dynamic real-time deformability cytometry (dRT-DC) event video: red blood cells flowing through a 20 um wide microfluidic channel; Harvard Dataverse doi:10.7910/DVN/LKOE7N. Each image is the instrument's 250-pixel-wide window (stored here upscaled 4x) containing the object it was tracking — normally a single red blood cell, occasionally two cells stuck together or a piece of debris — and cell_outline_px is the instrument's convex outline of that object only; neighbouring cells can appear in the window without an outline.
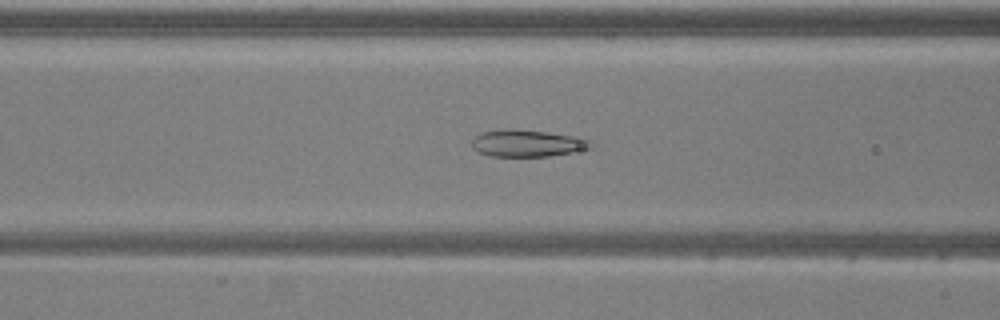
{"species": "common noctule bat (a hibernating species)", "species_latin": "Nyctalus noctula", "temperature_condition": "warm", "stored_images_in_passage": 47, "camera_frame_rate_fps": 3000, "um_per_image_px": 0.085, "animal": {"sex": "male", "body_mass_g": 20.5, "forearm_length_mm": 52.5}, "frame": {"image": 1, "passage_image": 15, "time_ms": 4.667, "image_size_px": [1000, 320], "cell_outline_px": [[596, 144], [592, 148], [548, 156], [488, 156], [472, 148], [472, 140], [480, 132], [504, 128], [516, 128], [548, 132], [572, 136], [592, 140]], "centroid_in_image_um": [44.82, 12.16], "position_along_channel_um": 121.8, "area_um2": 18.9}}
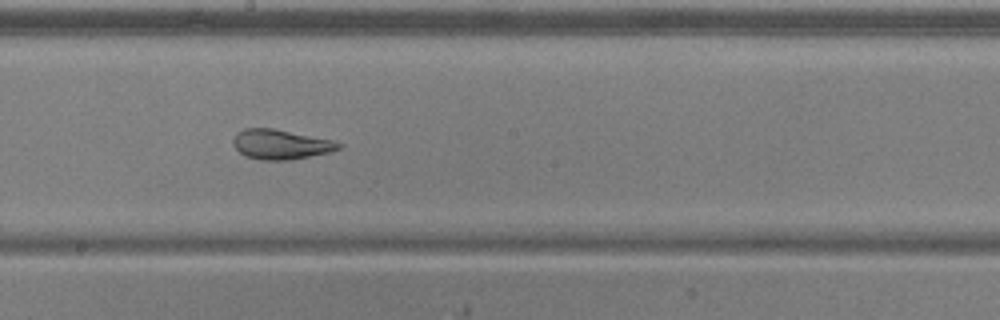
{"frame": {"image": 2, "passage_image": 23, "time_ms": 7.333, "image_size_px": [1000, 320], "cell_outline_px": [[344, 144], [340, 148], [328, 152], [288, 160], [260, 160], [244, 156], [232, 144], [232, 140], [236, 132], [244, 128], [272, 128], [332, 140]], "centroid_in_image_um": [23.8, 12.27], "position_along_channel_um": 224.4, "area_um2": 18.21}}
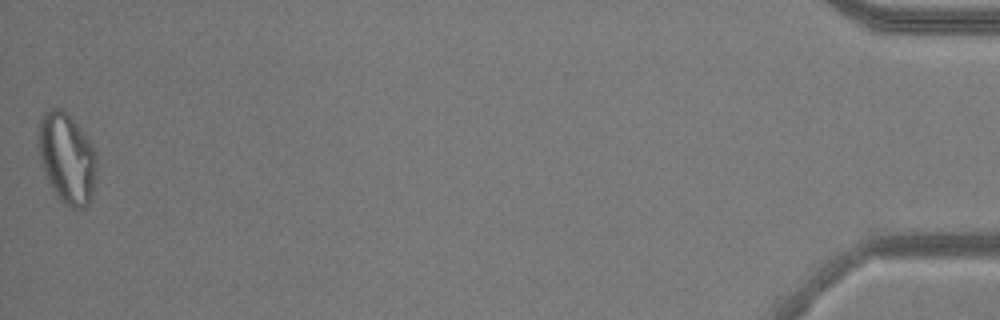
{"frame": {"image": 3, "passage_image": 47, "time_ms": 15.333, "image_size_px": [1000, 320], "cell_outline_px": [[96, 172], [92, 200], [84, 208], [68, 208], [56, 196], [40, 164], [36, 144], [40, 116], [44, 112], [52, 108], [60, 108], [68, 112], [92, 144], [96, 152]], "centroid_in_image_um": [5.66, 13.44], "position_along_channel_um": 429.5, "area_um2": 31.5}, "authors_computed_cell_mechanics": {"area_um2": 23.409, "velocity_mm_per_s": 3.8487, "shape_relaxation_time_tau1_ms": null, "shape_relaxation_time_tau2_ms": 1.484, "deformation_change_tau1": null, "deformation_change_tau2": 0.0531}}